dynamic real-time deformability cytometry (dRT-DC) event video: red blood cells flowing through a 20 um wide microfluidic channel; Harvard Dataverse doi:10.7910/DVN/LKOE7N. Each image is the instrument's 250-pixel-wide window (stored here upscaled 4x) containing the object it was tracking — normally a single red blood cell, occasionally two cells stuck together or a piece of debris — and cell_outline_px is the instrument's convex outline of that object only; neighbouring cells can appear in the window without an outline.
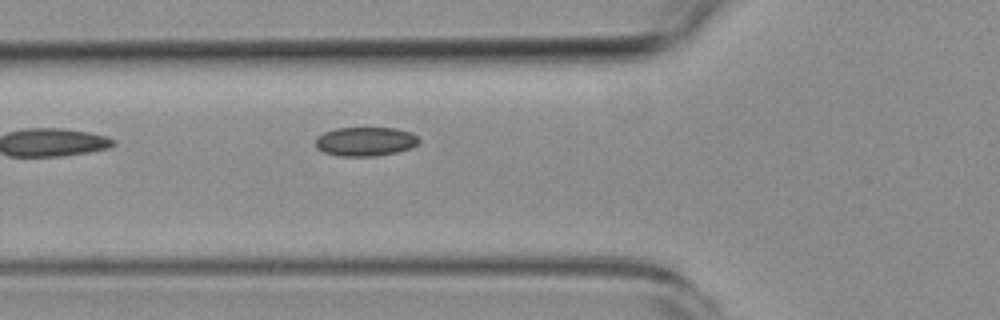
{"species": "common noctule bat (a hibernating species)", "species_latin": "Nyctalus noctula", "temperature_condition": "room temperature", "stored_images_in_passage": 2, "camera_frame_rate_fps": 3000, "um_per_image_px": 0.085, "animal": {"sex": "female", "body_mass_g": 19.3, "forearm_length_mm": 54.1}, "frame": {"image": 1, "passage_image": 2, "time_ms": 1.333, "image_size_px": [1000, 320], "cell_outline_px": [[420, 140], [412, 148], [396, 152], [376, 156], [340, 156], [324, 152], [316, 148], [316, 136], [324, 132], [336, 128], [396, 128], [412, 132]], "centroid_in_image_um": [31.05, 12.02], "position_along_channel_um": 94.7, "area_um2": 17.57}}